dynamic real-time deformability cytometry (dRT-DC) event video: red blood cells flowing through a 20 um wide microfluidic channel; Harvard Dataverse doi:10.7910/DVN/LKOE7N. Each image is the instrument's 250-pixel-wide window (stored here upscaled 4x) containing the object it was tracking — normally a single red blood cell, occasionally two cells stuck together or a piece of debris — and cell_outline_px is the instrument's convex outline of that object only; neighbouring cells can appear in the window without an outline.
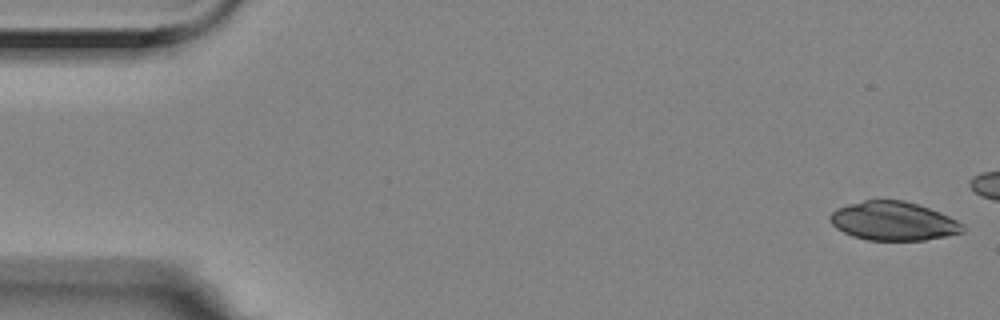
{"species": "Egyptian fruit bat (a non-hibernating species)", "species_latin": "Rousettus aegyptiacus", "temperature_condition": "room temperature", "stored_images_in_passage": 5, "camera_frame_rate_fps": 3000, "um_per_image_px": 0.085, "animal": {"sex": "female"}, "frame": {"image": 1, "passage_image": 1, "time_ms": 0.0, "image_size_px": [1000, 320], "cell_outline_px": [[964, 232], [948, 236], [924, 240], [868, 240], [852, 236], [836, 228], [828, 220], [828, 216], [836, 208], [848, 204], [864, 200], [904, 200], [940, 212], [964, 224]], "centroid_in_image_um": [75.92, 18.79], "position_along_channel_um": 9.1, "area_um2": 30.06}}